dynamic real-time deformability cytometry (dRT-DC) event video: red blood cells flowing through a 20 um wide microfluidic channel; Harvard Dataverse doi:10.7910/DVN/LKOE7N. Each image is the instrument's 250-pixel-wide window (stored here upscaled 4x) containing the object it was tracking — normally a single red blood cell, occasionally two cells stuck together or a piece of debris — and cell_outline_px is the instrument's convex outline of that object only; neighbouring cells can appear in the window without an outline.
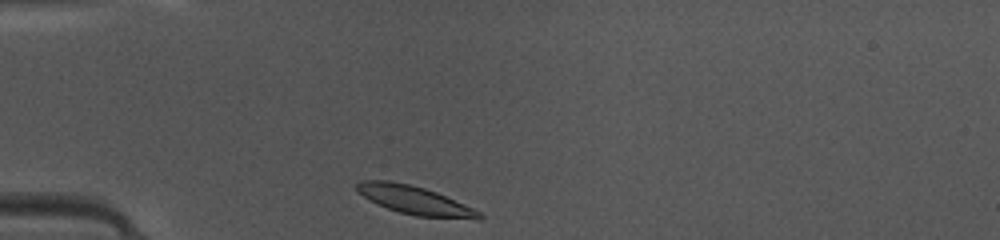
{"species": "common noctule bat (a hibernating species)", "species_latin": "Nyctalus noctula", "temperature_condition": "warm", "stored_images_in_passage": 36, "camera_frame_rate_fps": 3000, "um_per_image_px": 0.085, "animal": {"sex": "female", "body_mass_g": 10.0, "forearm_length_mm": 53.1}, "frame": {"image": 1, "passage_image": 1, "time_ms": 0.0, "image_size_px": [1000, 240], "cell_outline_px": [[484, 216], [480, 220], [476, 220], [416, 216], [400, 212], [388, 208], [368, 200], [356, 188], [356, 184], [364, 180], [388, 180], [408, 184], [424, 188], [436, 192], [472, 208], [480, 212]], "centroid_in_image_um": [35.29, 17.04], "position_along_channel_um": 49.7, "area_um2": 20.06}}
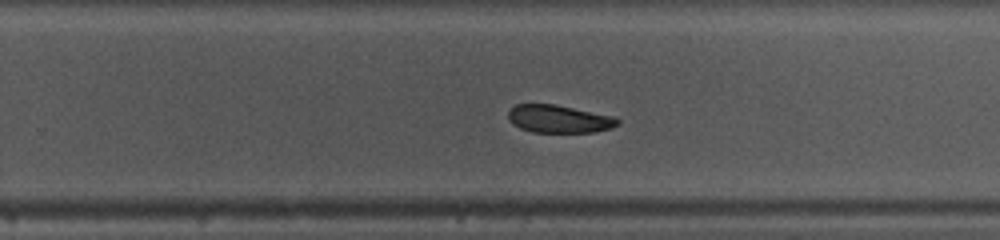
{"frame": {"image": 2, "passage_image": 19, "time_ms": 6.0, "image_size_px": [1000, 240], "cell_outline_px": [[620, 124], [612, 128], [596, 132], [532, 132], [520, 128], [512, 124], [508, 120], [508, 108], [516, 104], [552, 104], [616, 116], [620, 120]], "centroid_in_image_um": [47.52, 10.11], "position_along_channel_um": 282.3, "area_um2": 17.98}}
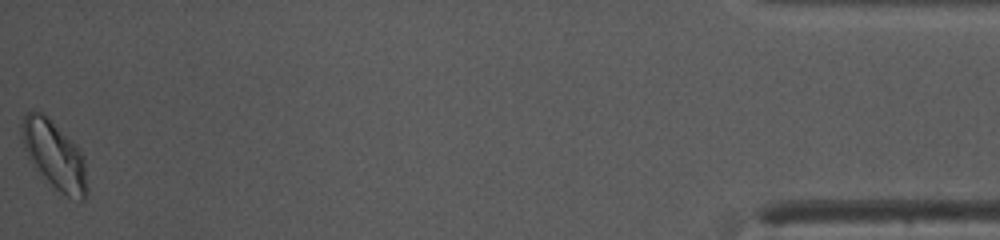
{"frame": {"image": 3, "passage_image": 36, "time_ms": 11.667, "image_size_px": [1000, 240], "cell_outline_px": [[88, 196], [84, 200], [80, 200], [68, 196], [56, 188], [32, 164], [20, 140], [20, 124], [24, 116], [28, 112], [40, 112], [48, 116], [76, 144], [84, 156], [88, 188]], "centroid_in_image_um": [4.63, 13.15], "position_along_channel_um": 430.6, "area_um2": 26.01}, "authors_computed_cell_mechanics": {"area_um2": 19.5653, "velocity_mm_per_s": 4.1318, "shape_relaxation_time_tau1_ms": 2.4893, "shape_relaxation_time_tau2_ms": 4.9539, "deformation_change_tau1": 0.0985, "deformation_change_tau2": 0.0892}}